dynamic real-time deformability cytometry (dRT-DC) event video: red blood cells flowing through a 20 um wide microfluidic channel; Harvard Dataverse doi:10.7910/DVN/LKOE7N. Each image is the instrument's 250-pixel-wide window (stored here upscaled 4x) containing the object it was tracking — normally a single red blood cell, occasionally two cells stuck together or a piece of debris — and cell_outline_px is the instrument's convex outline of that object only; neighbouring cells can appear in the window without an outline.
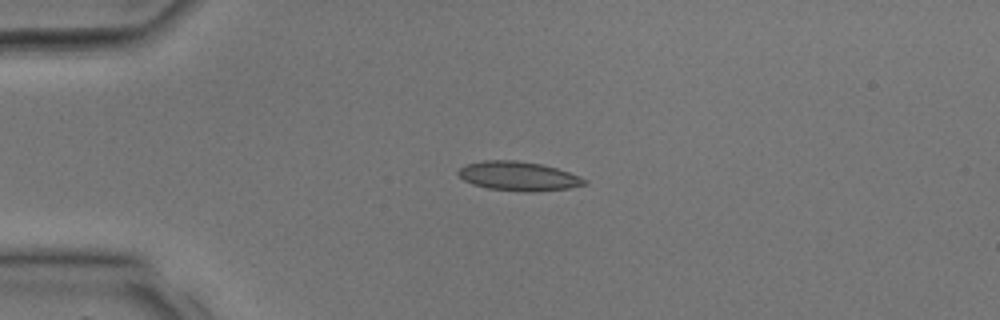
{"species": "common noctule bat (a hibernating species)", "species_latin": "Nyctalus noctula", "temperature_condition": "room temperature", "stored_images_in_passage": 25, "camera_frame_rate_fps": 3000, "um_per_image_px": 0.085, "animal": {"sex": "male", "body_mass_g": 17.9, "forearm_length_mm": 54.2}, "frame": {"image": 1, "passage_image": 4, "time_ms": 1.0, "image_size_px": [1000, 320], "cell_outline_px": [[588, 184], [568, 188], [536, 192], [524, 192], [488, 188], [472, 184], [464, 180], [456, 172], [460, 168], [468, 164], [484, 160], [516, 160], [540, 164], [556, 168], [580, 176], [588, 180]], "centroid_in_image_um": [44.09, 14.98], "position_along_channel_um": 40.9, "area_um2": 21.44}}
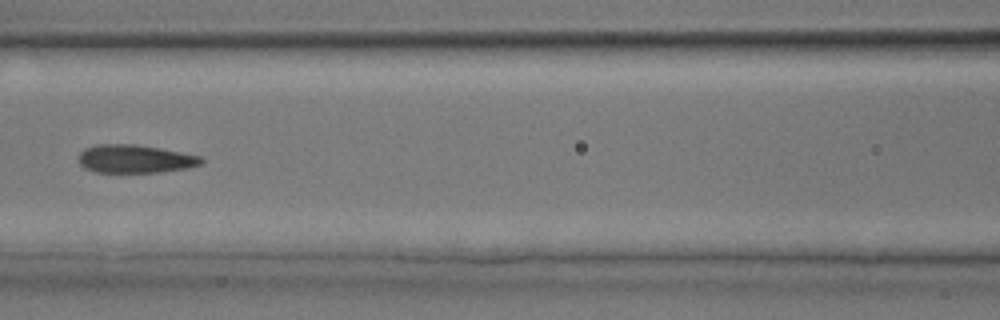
{"frame": {"image": 2, "passage_image": 11, "time_ms": 3.333, "image_size_px": [1000, 320], "cell_outline_px": [[204, 160], [200, 164], [188, 168], [160, 172], [96, 172], [84, 168], [80, 164], [80, 152], [84, 148], [96, 144], [136, 144], [160, 148], [200, 156]], "centroid_in_image_um": [11.46, 13.5], "position_along_channel_um": 155.1, "area_um2": 20.11}}
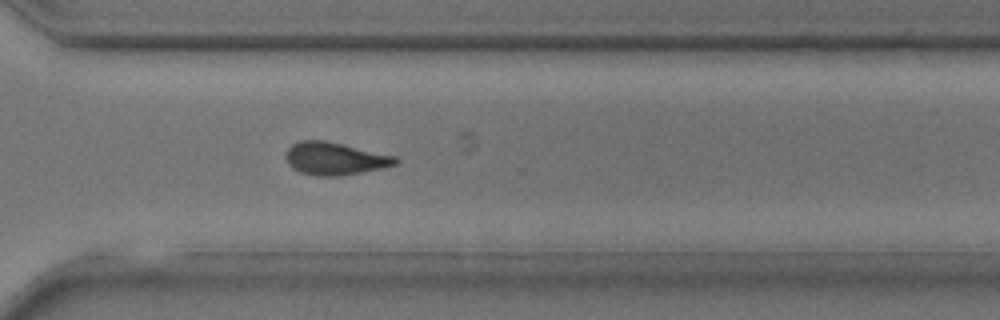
{"frame": {"image": 3, "passage_image": 20, "time_ms": 6.333, "image_size_px": [1000, 320], "cell_outline_px": [[400, 160], [396, 164], [384, 168], [340, 176], [316, 176], [300, 172], [292, 168], [288, 164], [284, 156], [288, 148], [292, 144], [300, 140], [324, 140], [396, 156]], "centroid_in_image_um": [28.45, 13.48], "position_along_channel_um": 342.2, "area_um2": 20.98}}